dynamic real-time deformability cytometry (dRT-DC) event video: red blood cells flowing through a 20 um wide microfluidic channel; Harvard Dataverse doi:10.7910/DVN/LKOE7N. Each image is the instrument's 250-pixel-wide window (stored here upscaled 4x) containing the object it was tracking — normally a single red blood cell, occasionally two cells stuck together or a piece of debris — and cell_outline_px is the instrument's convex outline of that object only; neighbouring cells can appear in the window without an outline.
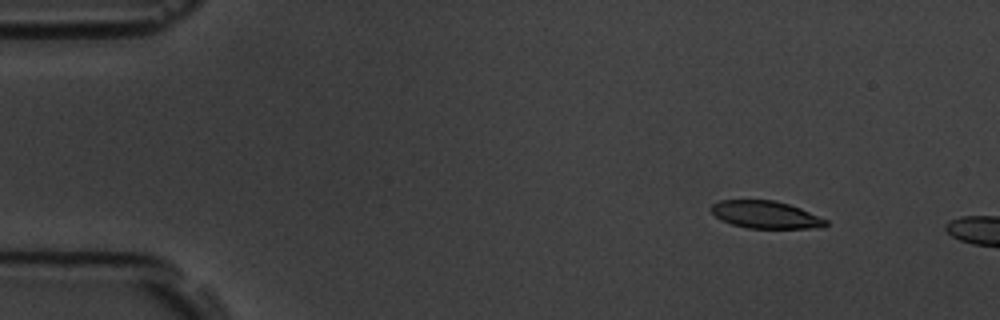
{"species": "common noctule bat (a hibernating species)", "species_latin": "Nyctalus noctula", "temperature_condition": "room temperature", "stored_images_in_passage": 3, "camera_frame_rate_fps": 3000, "um_per_image_px": 0.085, "animal": {"sex": "male", "body_mass_g": 19.5, "forearm_length_mm": 54.6}, "frame": {"image": 1, "passage_image": 2, "time_ms": 1.0, "image_size_px": [1000, 320], "cell_outline_px": [[828, 224], [824, 228], [748, 228], [732, 224], [720, 220], [712, 212], [712, 204], [720, 200], [772, 200], [788, 204], [800, 208], [828, 220]], "centroid_in_image_um": [65.1, 18.25], "position_along_channel_um": 19.9, "area_um2": 18.26}}